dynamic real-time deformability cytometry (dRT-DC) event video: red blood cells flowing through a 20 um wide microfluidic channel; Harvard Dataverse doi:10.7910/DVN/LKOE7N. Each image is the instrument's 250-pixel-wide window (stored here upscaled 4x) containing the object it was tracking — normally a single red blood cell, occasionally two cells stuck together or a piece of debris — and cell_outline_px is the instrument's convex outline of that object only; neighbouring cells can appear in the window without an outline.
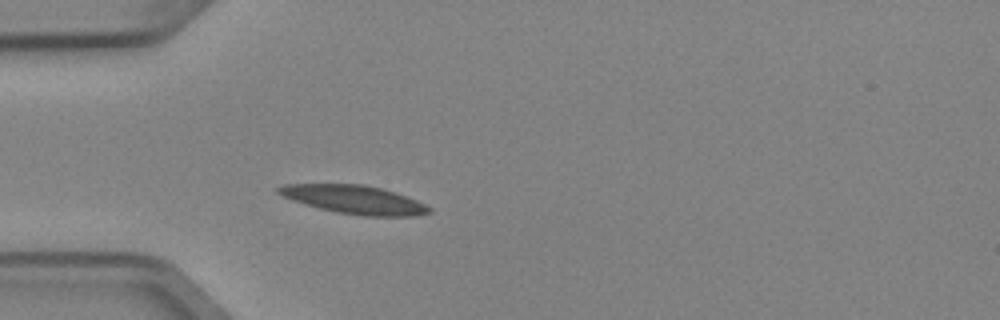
{"species": "Egyptian fruit bat (a non-hibernating species)", "species_latin": "Rousettus aegyptiacus", "temperature_condition": "cold", "stored_images_in_passage": 3, "camera_frame_rate_fps": 3000, "um_per_image_px": 0.085, "animal": {"sex": "female"}, "frame": {"image": 1, "passage_image": 3, "time_ms": 0.667, "image_size_px": [1000, 320], "cell_outline_px": [[432, 212], [412, 216], [364, 216], [336, 212], [320, 208], [292, 200], [276, 192], [276, 188], [284, 184], [364, 184], [380, 188], [416, 200], [432, 208]], "centroid_in_image_um": [30.1, 16.96], "position_along_channel_um": 54.9, "area_um2": 24.68}}